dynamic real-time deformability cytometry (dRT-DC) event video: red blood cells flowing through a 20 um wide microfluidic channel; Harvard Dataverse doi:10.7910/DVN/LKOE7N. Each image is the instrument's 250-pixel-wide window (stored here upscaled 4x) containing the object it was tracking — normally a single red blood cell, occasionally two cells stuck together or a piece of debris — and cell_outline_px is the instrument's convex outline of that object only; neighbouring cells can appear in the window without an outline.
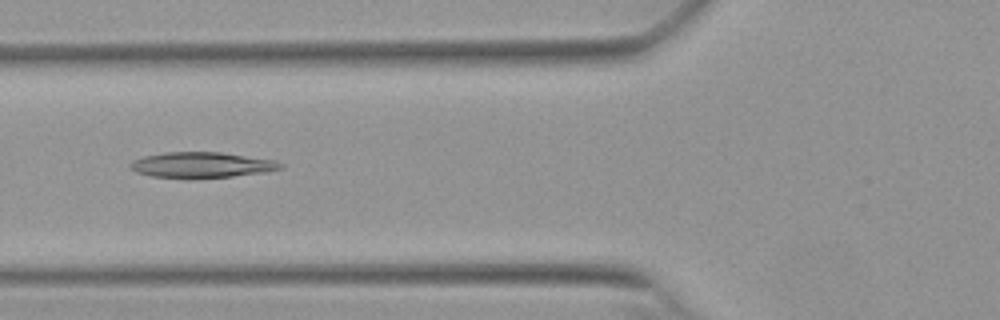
{"species": "Egyptian fruit bat (a non-hibernating species)", "species_latin": "Rousettus aegyptiacus", "temperature_condition": "warm", "stored_images_in_passage": 39, "camera_frame_rate_fps": 3000, "um_per_image_px": 0.085, "animal": {"sex": "female"}, "frame": {"image": 1, "passage_image": 5, "time_ms": 1.333, "image_size_px": [1000, 320], "cell_outline_px": [[284, 168], [268, 172], [232, 176], [188, 180], [152, 176], [136, 172], [128, 164], [132, 160], [144, 156], [164, 152], [220, 152], [276, 160], [284, 164]], "centroid_in_image_um": [17.16, 14.04], "position_along_channel_um": 108.6, "area_um2": 23.0}}
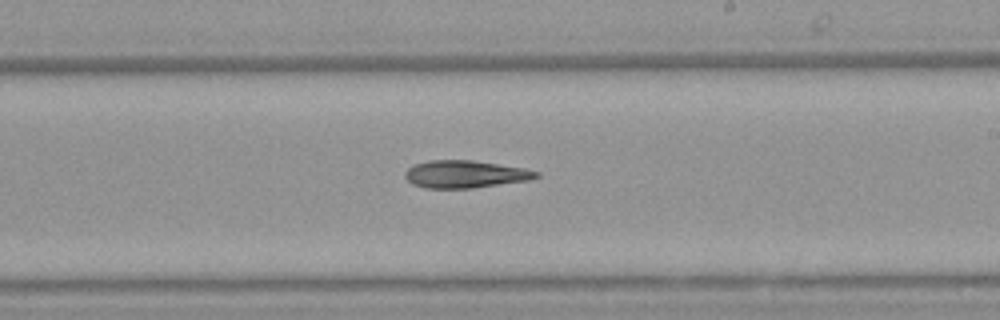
{"frame": {"image": 2, "passage_image": 16, "time_ms": 5.0, "image_size_px": [1000, 320], "cell_outline_px": [[540, 176], [528, 180], [472, 188], [424, 188], [412, 184], [404, 176], [404, 172], [412, 164], [428, 160], [472, 160], [524, 168], [540, 172]], "centroid_in_image_um": [39.5, 14.8], "position_along_channel_um": 249.5, "area_um2": 21.04}}
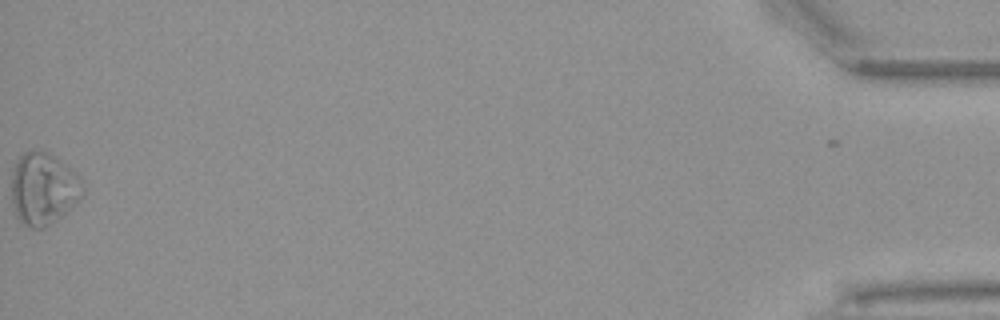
{"frame": {"image": 3, "passage_image": 38, "time_ms": 12.333, "image_size_px": [1000, 320], "cell_outline_px": [[84, 192], [80, 200], [56, 220], [44, 228], [28, 228], [20, 224], [16, 216], [12, 204], [12, 172], [16, 160], [24, 152], [40, 148], [56, 156], [80, 180], [84, 188]], "centroid_in_image_um": [3.65, 16.05], "position_along_channel_um": 431.6, "area_um2": 30.17}, "authors_computed_cell_mechanics": {"area_um2": 21.5594, "velocity_mm_per_s": 3.8429, "shape_relaxation_time_tau1_ms": 5.9096, "shape_relaxation_time_tau2_ms": null, "deformation_change_tau1": 0.1314, "deformation_change_tau2": null}}